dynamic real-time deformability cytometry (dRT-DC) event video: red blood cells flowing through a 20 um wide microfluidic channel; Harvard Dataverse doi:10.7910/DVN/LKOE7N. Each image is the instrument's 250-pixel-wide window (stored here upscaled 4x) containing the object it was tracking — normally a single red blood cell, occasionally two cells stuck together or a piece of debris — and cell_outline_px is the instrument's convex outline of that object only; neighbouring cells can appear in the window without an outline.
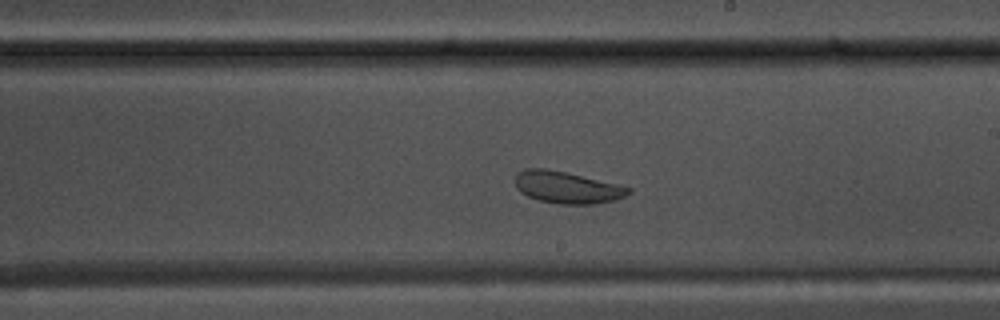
{"species": "common noctule bat (a hibernating species)", "species_latin": "Nyctalus noctula", "temperature_condition": "warm", "stored_images_in_passage": 49, "camera_frame_rate_fps": 3000, "um_per_image_px": 0.085, "animal": {"sex": "male", "body_mass_g": 17.5, "forearm_length_mm": 52.3}, "frame": {"image": 1, "passage_image": 26, "time_ms": 8.333, "image_size_px": [1000, 320], "cell_outline_px": [[632, 192], [624, 196], [612, 200], [596, 204], [560, 204], [540, 200], [528, 196], [520, 192], [516, 188], [516, 172], [524, 168], [544, 168], [568, 172], [632, 188]], "centroid_in_image_um": [48.17, 15.91], "position_along_channel_um": 240.8, "area_um2": 21.04}}
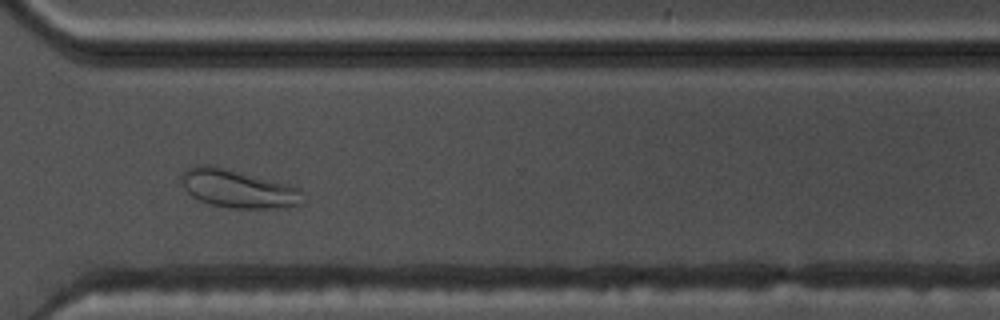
{"frame": {"image": 2, "passage_image": 35, "time_ms": 11.333, "image_size_px": [1000, 320], "cell_outline_px": [[304, 204], [288, 208], [232, 208], [212, 204], [200, 200], [192, 196], [180, 184], [180, 176], [188, 168], [196, 164], [212, 164], [228, 168], [288, 184], [300, 188]], "centroid_in_image_um": [20.24, 16.03], "position_along_channel_um": 350.4, "area_um2": 27.4}}
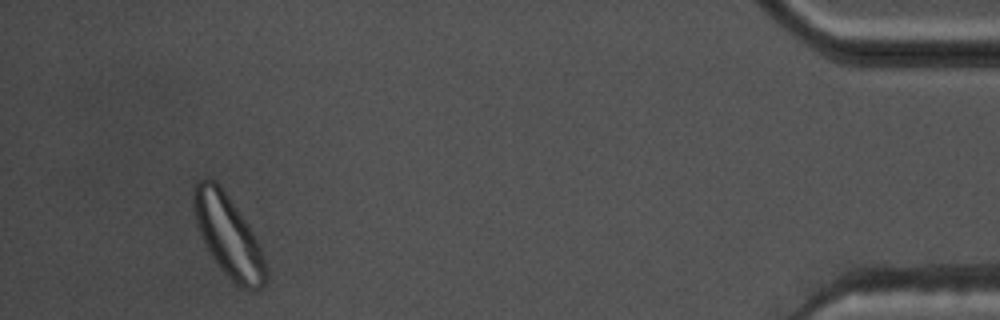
{"frame": {"image": 3, "passage_image": 46, "time_ms": 15.0, "image_size_px": [1000, 320], "cell_outline_px": [[268, 280], [256, 292], [248, 292], [236, 284], [220, 268], [212, 256], [196, 224], [192, 204], [192, 188], [196, 180], [208, 176], [216, 180], [220, 184], [240, 212], [252, 232], [260, 248], [268, 272]], "centroid_in_image_um": [19.39, 20.01], "position_along_channel_um": 415.8, "area_um2": 34.56}, "authors_computed_cell_mechanics": {"area_um2": 26.3568, "velocity_mm_per_s": 3.6431, "shape_relaxation_time_tau1_ms": null, "shape_relaxation_time_tau2_ms": 0.8665, "deformation_change_tau1": null, "deformation_change_tau2": 0.0502}}